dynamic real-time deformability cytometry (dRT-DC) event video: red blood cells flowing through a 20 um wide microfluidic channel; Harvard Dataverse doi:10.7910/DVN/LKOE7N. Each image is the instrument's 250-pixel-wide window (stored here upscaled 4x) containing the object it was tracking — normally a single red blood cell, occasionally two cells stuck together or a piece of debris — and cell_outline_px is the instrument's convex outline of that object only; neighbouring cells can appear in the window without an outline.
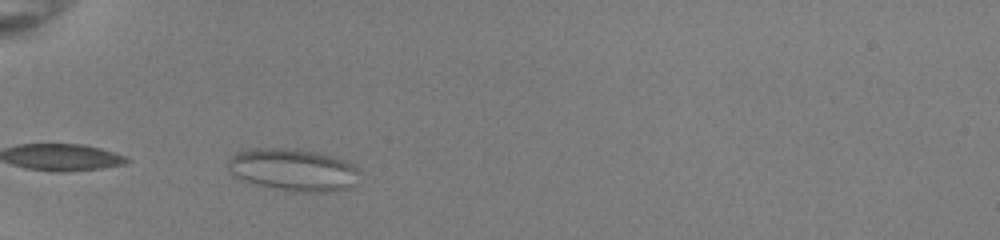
{"species": "common noctule bat (a hibernating species)", "species_latin": "Nyctalus noctula", "temperature_condition": "room temperature", "stored_images_in_passage": 8, "camera_frame_rate_fps": 3000, "um_per_image_px": 0.085, "animal": {"sex": "female", "body_mass_g": 22.0, "forearm_length_mm": 56.7}, "frame": {"image": 1, "passage_image": 1, "time_ms": 0.0, "image_size_px": [1000, 240], "cell_outline_px": [[360, 172], [352, 184], [344, 188], [328, 192], [300, 192], [272, 188], [244, 180], [236, 176], [228, 168], [228, 156], [236, 152], [252, 148], [288, 148], [336, 156], [352, 164]], "centroid_in_image_um": [24.88, 14.42], "position_along_channel_um": 60.1, "area_um2": 32.08}}